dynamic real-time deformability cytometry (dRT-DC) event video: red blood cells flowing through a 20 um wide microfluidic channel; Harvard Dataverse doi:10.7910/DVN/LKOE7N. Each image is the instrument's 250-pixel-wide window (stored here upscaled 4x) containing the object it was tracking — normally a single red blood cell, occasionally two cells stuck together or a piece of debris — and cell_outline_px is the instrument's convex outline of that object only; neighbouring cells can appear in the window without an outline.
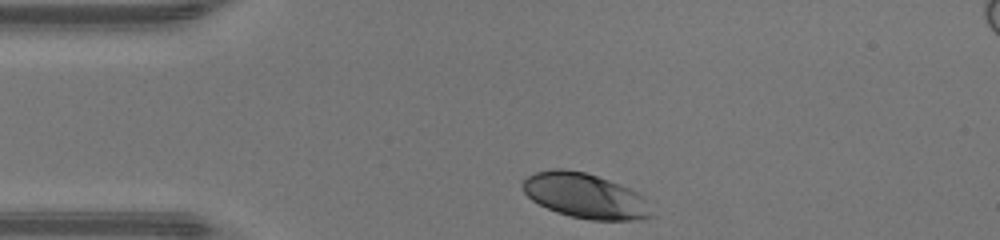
{"species": "human", "species_latin": "Homo sapiens", "temperature_condition": "warm", "stored_images_in_passage": 29, "camera_frame_rate_fps": 3000, "um_per_image_px": 0.085, "donor": {"sex": "male"}, "frame": {"image": 1, "passage_image": 1, "time_ms": 0.0, "image_size_px": [1000, 240], "cell_outline_px": [[652, 216], [632, 220], [592, 220], [572, 216], [556, 212], [532, 200], [524, 192], [520, 184], [520, 180], [536, 172], [552, 168], [564, 168], [584, 172], [608, 180], [628, 188], [644, 196]], "centroid_in_image_um": [49.67, 16.63], "position_along_channel_um": 35.3, "area_um2": 33.47}}
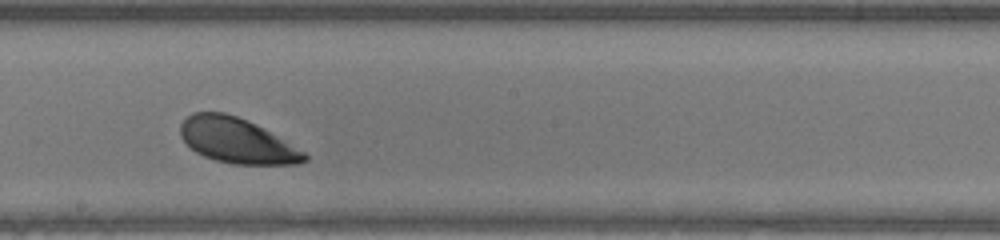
{"frame": {"image": 2, "passage_image": 17, "time_ms": 5.333, "image_size_px": [1000, 240], "cell_outline_px": [[308, 160], [296, 164], [232, 164], [216, 160], [204, 156], [196, 152], [180, 136], [180, 124], [192, 112], [224, 112], [236, 116], [268, 132], [304, 152], [308, 156]], "centroid_in_image_um": [20.08, 11.96], "position_along_channel_um": 228.1, "area_um2": 31.79}}
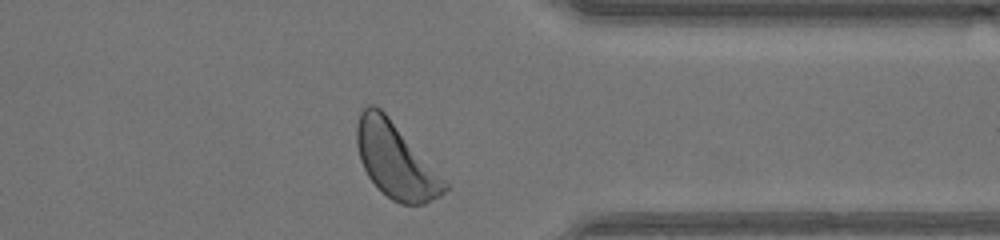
{"frame": {"image": 3, "passage_image": 28, "time_ms": 9.0, "image_size_px": [1000, 240], "cell_outline_px": [[448, 188], [444, 192], [424, 204], [400, 204], [392, 200], [368, 176], [360, 160], [356, 144], [356, 124], [360, 112], [368, 104], [372, 104], [380, 108], [388, 116], [448, 184]], "centroid_in_image_um": [33.58, 13.62], "position_along_channel_um": 377.8, "area_um2": 37.57}, "authors_computed_cell_mechanics": {"area_um2": 33.9864, "velocity_mm_per_s": 4.3189, "shape_relaxation_time_tau1_ms": null, "shape_relaxation_time_tau2_ms": 3.1518, "deformation_change_tau1": null, "deformation_change_tau2": 0.098}}